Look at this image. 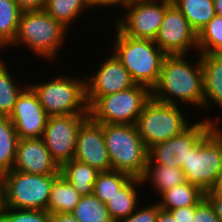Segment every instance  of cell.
<instances>
[{
  "label": "cell",
  "mask_w": 222,
  "mask_h": 222,
  "mask_svg": "<svg viewBox=\"0 0 222 222\" xmlns=\"http://www.w3.org/2000/svg\"><path fill=\"white\" fill-rule=\"evenodd\" d=\"M197 54L193 63L185 58L189 56L185 54L164 57L158 83L151 90L155 100L173 105H179L181 101L203 110V71L200 53Z\"/></svg>",
  "instance_id": "cell-1"
},
{
  "label": "cell",
  "mask_w": 222,
  "mask_h": 222,
  "mask_svg": "<svg viewBox=\"0 0 222 222\" xmlns=\"http://www.w3.org/2000/svg\"><path fill=\"white\" fill-rule=\"evenodd\" d=\"M113 52L128 70L136 84L153 89L158 83L162 62L166 54L154 40L132 38L124 35L117 27Z\"/></svg>",
  "instance_id": "cell-2"
},
{
  "label": "cell",
  "mask_w": 222,
  "mask_h": 222,
  "mask_svg": "<svg viewBox=\"0 0 222 222\" xmlns=\"http://www.w3.org/2000/svg\"><path fill=\"white\" fill-rule=\"evenodd\" d=\"M112 170L142 178L149 149L143 143L136 124H101Z\"/></svg>",
  "instance_id": "cell-3"
},
{
  "label": "cell",
  "mask_w": 222,
  "mask_h": 222,
  "mask_svg": "<svg viewBox=\"0 0 222 222\" xmlns=\"http://www.w3.org/2000/svg\"><path fill=\"white\" fill-rule=\"evenodd\" d=\"M68 28L56 21L44 10L22 12L17 35L12 46L28 47L33 53L51 60L58 56L59 47L64 43Z\"/></svg>",
  "instance_id": "cell-4"
},
{
  "label": "cell",
  "mask_w": 222,
  "mask_h": 222,
  "mask_svg": "<svg viewBox=\"0 0 222 222\" xmlns=\"http://www.w3.org/2000/svg\"><path fill=\"white\" fill-rule=\"evenodd\" d=\"M186 181L205 193L222 173V129L214 124L190 149L182 164Z\"/></svg>",
  "instance_id": "cell-5"
},
{
  "label": "cell",
  "mask_w": 222,
  "mask_h": 222,
  "mask_svg": "<svg viewBox=\"0 0 222 222\" xmlns=\"http://www.w3.org/2000/svg\"><path fill=\"white\" fill-rule=\"evenodd\" d=\"M70 77L58 75L48 82L28 84L48 116L89 114L86 79Z\"/></svg>",
  "instance_id": "cell-6"
},
{
  "label": "cell",
  "mask_w": 222,
  "mask_h": 222,
  "mask_svg": "<svg viewBox=\"0 0 222 222\" xmlns=\"http://www.w3.org/2000/svg\"><path fill=\"white\" fill-rule=\"evenodd\" d=\"M60 174L4 173V204L7 208L47 210L51 186Z\"/></svg>",
  "instance_id": "cell-7"
},
{
  "label": "cell",
  "mask_w": 222,
  "mask_h": 222,
  "mask_svg": "<svg viewBox=\"0 0 222 222\" xmlns=\"http://www.w3.org/2000/svg\"><path fill=\"white\" fill-rule=\"evenodd\" d=\"M151 89L141 84L100 97L90 108L89 116L100 124H136Z\"/></svg>",
  "instance_id": "cell-8"
},
{
  "label": "cell",
  "mask_w": 222,
  "mask_h": 222,
  "mask_svg": "<svg viewBox=\"0 0 222 222\" xmlns=\"http://www.w3.org/2000/svg\"><path fill=\"white\" fill-rule=\"evenodd\" d=\"M178 105L163 103L153 97L146 103L136 126L143 143L149 149L180 134L192 122H187Z\"/></svg>",
  "instance_id": "cell-9"
},
{
  "label": "cell",
  "mask_w": 222,
  "mask_h": 222,
  "mask_svg": "<svg viewBox=\"0 0 222 222\" xmlns=\"http://www.w3.org/2000/svg\"><path fill=\"white\" fill-rule=\"evenodd\" d=\"M217 119H201L190 124L180 134L167 141L159 142L149 148L147 164H161L163 166L182 167L186 163L189 149L217 122ZM219 120V121H218ZM216 121V122H215Z\"/></svg>",
  "instance_id": "cell-10"
},
{
  "label": "cell",
  "mask_w": 222,
  "mask_h": 222,
  "mask_svg": "<svg viewBox=\"0 0 222 222\" xmlns=\"http://www.w3.org/2000/svg\"><path fill=\"white\" fill-rule=\"evenodd\" d=\"M171 0H153L124 6L127 13L116 20L117 27L124 35L132 38L155 40Z\"/></svg>",
  "instance_id": "cell-11"
},
{
  "label": "cell",
  "mask_w": 222,
  "mask_h": 222,
  "mask_svg": "<svg viewBox=\"0 0 222 222\" xmlns=\"http://www.w3.org/2000/svg\"><path fill=\"white\" fill-rule=\"evenodd\" d=\"M88 117L89 114L48 117L42 139L59 167L74 159L78 130Z\"/></svg>",
  "instance_id": "cell-12"
},
{
  "label": "cell",
  "mask_w": 222,
  "mask_h": 222,
  "mask_svg": "<svg viewBox=\"0 0 222 222\" xmlns=\"http://www.w3.org/2000/svg\"><path fill=\"white\" fill-rule=\"evenodd\" d=\"M154 42L166 55L198 50V34L173 3L166 9Z\"/></svg>",
  "instance_id": "cell-13"
},
{
  "label": "cell",
  "mask_w": 222,
  "mask_h": 222,
  "mask_svg": "<svg viewBox=\"0 0 222 222\" xmlns=\"http://www.w3.org/2000/svg\"><path fill=\"white\" fill-rule=\"evenodd\" d=\"M93 75L86 78V100L90 108L100 97L133 87L136 83L120 60L114 55L106 56Z\"/></svg>",
  "instance_id": "cell-14"
},
{
  "label": "cell",
  "mask_w": 222,
  "mask_h": 222,
  "mask_svg": "<svg viewBox=\"0 0 222 222\" xmlns=\"http://www.w3.org/2000/svg\"><path fill=\"white\" fill-rule=\"evenodd\" d=\"M48 117L39 103L36 93L27 83V86L18 95L9 116L18 138H42Z\"/></svg>",
  "instance_id": "cell-15"
},
{
  "label": "cell",
  "mask_w": 222,
  "mask_h": 222,
  "mask_svg": "<svg viewBox=\"0 0 222 222\" xmlns=\"http://www.w3.org/2000/svg\"><path fill=\"white\" fill-rule=\"evenodd\" d=\"M74 159L102 171L112 170L105 145L103 127L90 116L81 124Z\"/></svg>",
  "instance_id": "cell-16"
},
{
  "label": "cell",
  "mask_w": 222,
  "mask_h": 222,
  "mask_svg": "<svg viewBox=\"0 0 222 222\" xmlns=\"http://www.w3.org/2000/svg\"><path fill=\"white\" fill-rule=\"evenodd\" d=\"M30 174H60L42 138L19 139L13 169Z\"/></svg>",
  "instance_id": "cell-17"
},
{
  "label": "cell",
  "mask_w": 222,
  "mask_h": 222,
  "mask_svg": "<svg viewBox=\"0 0 222 222\" xmlns=\"http://www.w3.org/2000/svg\"><path fill=\"white\" fill-rule=\"evenodd\" d=\"M203 71V108L212 104L222 110V54H200Z\"/></svg>",
  "instance_id": "cell-18"
},
{
  "label": "cell",
  "mask_w": 222,
  "mask_h": 222,
  "mask_svg": "<svg viewBox=\"0 0 222 222\" xmlns=\"http://www.w3.org/2000/svg\"><path fill=\"white\" fill-rule=\"evenodd\" d=\"M99 173L98 169L76 159L69 160L60 167V174L81 196L93 194Z\"/></svg>",
  "instance_id": "cell-19"
},
{
  "label": "cell",
  "mask_w": 222,
  "mask_h": 222,
  "mask_svg": "<svg viewBox=\"0 0 222 222\" xmlns=\"http://www.w3.org/2000/svg\"><path fill=\"white\" fill-rule=\"evenodd\" d=\"M136 186H143L140 178L132 177L116 194L106 202L112 220L126 218L137 209L139 196Z\"/></svg>",
  "instance_id": "cell-20"
},
{
  "label": "cell",
  "mask_w": 222,
  "mask_h": 222,
  "mask_svg": "<svg viewBox=\"0 0 222 222\" xmlns=\"http://www.w3.org/2000/svg\"><path fill=\"white\" fill-rule=\"evenodd\" d=\"M159 197H161L157 202L159 207L169 211L197 205L205 197V192L199 187L185 182L170 188Z\"/></svg>",
  "instance_id": "cell-21"
},
{
  "label": "cell",
  "mask_w": 222,
  "mask_h": 222,
  "mask_svg": "<svg viewBox=\"0 0 222 222\" xmlns=\"http://www.w3.org/2000/svg\"><path fill=\"white\" fill-rule=\"evenodd\" d=\"M199 34L216 15L213 0H171Z\"/></svg>",
  "instance_id": "cell-22"
},
{
  "label": "cell",
  "mask_w": 222,
  "mask_h": 222,
  "mask_svg": "<svg viewBox=\"0 0 222 222\" xmlns=\"http://www.w3.org/2000/svg\"><path fill=\"white\" fill-rule=\"evenodd\" d=\"M141 180L143 184L152 181L150 184L158 192V195L176 185L187 182L181 168L171 167L170 165L163 166L161 164H147L146 171Z\"/></svg>",
  "instance_id": "cell-23"
},
{
  "label": "cell",
  "mask_w": 222,
  "mask_h": 222,
  "mask_svg": "<svg viewBox=\"0 0 222 222\" xmlns=\"http://www.w3.org/2000/svg\"><path fill=\"white\" fill-rule=\"evenodd\" d=\"M81 195L60 174L51 186L47 212L71 213L81 199Z\"/></svg>",
  "instance_id": "cell-24"
},
{
  "label": "cell",
  "mask_w": 222,
  "mask_h": 222,
  "mask_svg": "<svg viewBox=\"0 0 222 222\" xmlns=\"http://www.w3.org/2000/svg\"><path fill=\"white\" fill-rule=\"evenodd\" d=\"M21 13L15 0H0V52L13 43Z\"/></svg>",
  "instance_id": "cell-25"
},
{
  "label": "cell",
  "mask_w": 222,
  "mask_h": 222,
  "mask_svg": "<svg viewBox=\"0 0 222 222\" xmlns=\"http://www.w3.org/2000/svg\"><path fill=\"white\" fill-rule=\"evenodd\" d=\"M19 138L9 117H0V170L11 171L14 166Z\"/></svg>",
  "instance_id": "cell-26"
},
{
  "label": "cell",
  "mask_w": 222,
  "mask_h": 222,
  "mask_svg": "<svg viewBox=\"0 0 222 222\" xmlns=\"http://www.w3.org/2000/svg\"><path fill=\"white\" fill-rule=\"evenodd\" d=\"M89 8L85 0H47L44 11L69 29L78 15Z\"/></svg>",
  "instance_id": "cell-27"
},
{
  "label": "cell",
  "mask_w": 222,
  "mask_h": 222,
  "mask_svg": "<svg viewBox=\"0 0 222 222\" xmlns=\"http://www.w3.org/2000/svg\"><path fill=\"white\" fill-rule=\"evenodd\" d=\"M4 63L0 58V117H9L18 95L27 85L22 88L21 84H17Z\"/></svg>",
  "instance_id": "cell-28"
},
{
  "label": "cell",
  "mask_w": 222,
  "mask_h": 222,
  "mask_svg": "<svg viewBox=\"0 0 222 222\" xmlns=\"http://www.w3.org/2000/svg\"><path fill=\"white\" fill-rule=\"evenodd\" d=\"M71 213L78 222H114L106 204L93 194L82 196Z\"/></svg>",
  "instance_id": "cell-29"
},
{
  "label": "cell",
  "mask_w": 222,
  "mask_h": 222,
  "mask_svg": "<svg viewBox=\"0 0 222 222\" xmlns=\"http://www.w3.org/2000/svg\"><path fill=\"white\" fill-rule=\"evenodd\" d=\"M131 178L130 175L116 170L102 171L94 183L93 195L106 204Z\"/></svg>",
  "instance_id": "cell-30"
},
{
  "label": "cell",
  "mask_w": 222,
  "mask_h": 222,
  "mask_svg": "<svg viewBox=\"0 0 222 222\" xmlns=\"http://www.w3.org/2000/svg\"><path fill=\"white\" fill-rule=\"evenodd\" d=\"M200 54H222V17L215 15L198 34Z\"/></svg>",
  "instance_id": "cell-31"
},
{
  "label": "cell",
  "mask_w": 222,
  "mask_h": 222,
  "mask_svg": "<svg viewBox=\"0 0 222 222\" xmlns=\"http://www.w3.org/2000/svg\"><path fill=\"white\" fill-rule=\"evenodd\" d=\"M0 222H51L46 210L14 209L4 207Z\"/></svg>",
  "instance_id": "cell-32"
},
{
  "label": "cell",
  "mask_w": 222,
  "mask_h": 222,
  "mask_svg": "<svg viewBox=\"0 0 222 222\" xmlns=\"http://www.w3.org/2000/svg\"><path fill=\"white\" fill-rule=\"evenodd\" d=\"M160 209L158 203L144 207L139 206V209L137 207V210L128 217L119 219L115 222H156Z\"/></svg>",
  "instance_id": "cell-33"
},
{
  "label": "cell",
  "mask_w": 222,
  "mask_h": 222,
  "mask_svg": "<svg viewBox=\"0 0 222 222\" xmlns=\"http://www.w3.org/2000/svg\"><path fill=\"white\" fill-rule=\"evenodd\" d=\"M193 222H221L210 202L204 197L197 205L193 216Z\"/></svg>",
  "instance_id": "cell-34"
},
{
  "label": "cell",
  "mask_w": 222,
  "mask_h": 222,
  "mask_svg": "<svg viewBox=\"0 0 222 222\" xmlns=\"http://www.w3.org/2000/svg\"><path fill=\"white\" fill-rule=\"evenodd\" d=\"M195 206H187L169 212L176 218L177 222H193Z\"/></svg>",
  "instance_id": "cell-35"
},
{
  "label": "cell",
  "mask_w": 222,
  "mask_h": 222,
  "mask_svg": "<svg viewBox=\"0 0 222 222\" xmlns=\"http://www.w3.org/2000/svg\"><path fill=\"white\" fill-rule=\"evenodd\" d=\"M19 9L25 11L44 10L47 0H15Z\"/></svg>",
  "instance_id": "cell-36"
},
{
  "label": "cell",
  "mask_w": 222,
  "mask_h": 222,
  "mask_svg": "<svg viewBox=\"0 0 222 222\" xmlns=\"http://www.w3.org/2000/svg\"><path fill=\"white\" fill-rule=\"evenodd\" d=\"M205 198L210 202L216 215L222 222V195L217 193H205Z\"/></svg>",
  "instance_id": "cell-37"
},
{
  "label": "cell",
  "mask_w": 222,
  "mask_h": 222,
  "mask_svg": "<svg viewBox=\"0 0 222 222\" xmlns=\"http://www.w3.org/2000/svg\"><path fill=\"white\" fill-rule=\"evenodd\" d=\"M51 222H78L72 213L51 214Z\"/></svg>",
  "instance_id": "cell-38"
},
{
  "label": "cell",
  "mask_w": 222,
  "mask_h": 222,
  "mask_svg": "<svg viewBox=\"0 0 222 222\" xmlns=\"http://www.w3.org/2000/svg\"><path fill=\"white\" fill-rule=\"evenodd\" d=\"M87 2V4L91 7V8H97V7H105L107 8V6H114V0H85Z\"/></svg>",
  "instance_id": "cell-39"
},
{
  "label": "cell",
  "mask_w": 222,
  "mask_h": 222,
  "mask_svg": "<svg viewBox=\"0 0 222 222\" xmlns=\"http://www.w3.org/2000/svg\"><path fill=\"white\" fill-rule=\"evenodd\" d=\"M156 222H177V221L176 218H174L169 211L160 209L158 212V217Z\"/></svg>",
  "instance_id": "cell-40"
},
{
  "label": "cell",
  "mask_w": 222,
  "mask_h": 222,
  "mask_svg": "<svg viewBox=\"0 0 222 222\" xmlns=\"http://www.w3.org/2000/svg\"><path fill=\"white\" fill-rule=\"evenodd\" d=\"M206 193H217L222 195V173L218 176L216 183Z\"/></svg>",
  "instance_id": "cell-41"
},
{
  "label": "cell",
  "mask_w": 222,
  "mask_h": 222,
  "mask_svg": "<svg viewBox=\"0 0 222 222\" xmlns=\"http://www.w3.org/2000/svg\"><path fill=\"white\" fill-rule=\"evenodd\" d=\"M144 1H153V0H114V7L115 6H126L128 4L136 3V2H144Z\"/></svg>",
  "instance_id": "cell-42"
},
{
  "label": "cell",
  "mask_w": 222,
  "mask_h": 222,
  "mask_svg": "<svg viewBox=\"0 0 222 222\" xmlns=\"http://www.w3.org/2000/svg\"><path fill=\"white\" fill-rule=\"evenodd\" d=\"M5 207L4 204V185H3V178H0V216L2 214V211Z\"/></svg>",
  "instance_id": "cell-43"
},
{
  "label": "cell",
  "mask_w": 222,
  "mask_h": 222,
  "mask_svg": "<svg viewBox=\"0 0 222 222\" xmlns=\"http://www.w3.org/2000/svg\"><path fill=\"white\" fill-rule=\"evenodd\" d=\"M216 15L222 17V0H213Z\"/></svg>",
  "instance_id": "cell-44"
},
{
  "label": "cell",
  "mask_w": 222,
  "mask_h": 222,
  "mask_svg": "<svg viewBox=\"0 0 222 222\" xmlns=\"http://www.w3.org/2000/svg\"><path fill=\"white\" fill-rule=\"evenodd\" d=\"M4 177V173L0 170V178Z\"/></svg>",
  "instance_id": "cell-45"
}]
</instances>
